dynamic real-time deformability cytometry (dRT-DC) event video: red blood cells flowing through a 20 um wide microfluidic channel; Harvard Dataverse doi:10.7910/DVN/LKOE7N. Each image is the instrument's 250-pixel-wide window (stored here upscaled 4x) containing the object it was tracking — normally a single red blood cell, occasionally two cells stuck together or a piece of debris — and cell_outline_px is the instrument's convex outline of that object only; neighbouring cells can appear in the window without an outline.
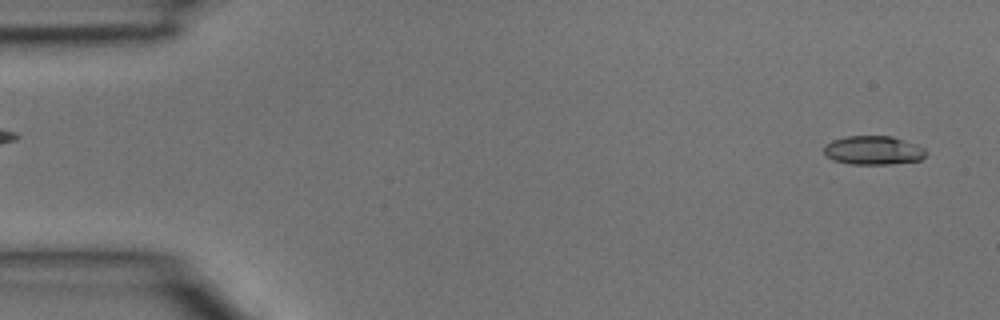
{"species": "common noctule bat (a hibernating species)", "species_latin": "Nyctalus noctula", "temperature_condition": "room temperature", "stored_images_in_passage": 2, "camera_frame_rate_fps": 3000, "um_per_image_px": 0.085, "animal": {"sex": "male", "body_mass_g": 15.6}, "frame": {"image": 1, "passage_image": 2, "time_ms": 0.333, "image_size_px": [1000, 320], "cell_outline_px": [[928, 152], [920, 160], [888, 164], [852, 164], [832, 160], [824, 152], [824, 144], [832, 140], [844, 136], [892, 136], [916, 144], [924, 148]], "centroid_in_image_um": [74.22, 12.77], "position_along_channel_um": 10.8, "area_um2": 17.17}}